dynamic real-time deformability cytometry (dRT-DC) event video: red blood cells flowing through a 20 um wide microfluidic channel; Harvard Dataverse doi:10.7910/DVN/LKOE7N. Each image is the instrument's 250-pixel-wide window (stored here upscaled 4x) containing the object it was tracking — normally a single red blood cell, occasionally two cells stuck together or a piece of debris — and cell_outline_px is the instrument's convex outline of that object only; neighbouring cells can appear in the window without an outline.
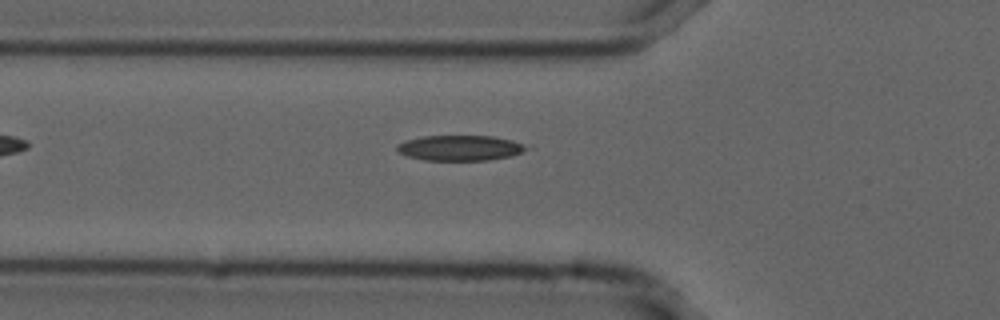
{"species": "common noctule bat (a hibernating species)", "species_latin": "Nyctalus noctula", "temperature_condition": "cold", "stored_images_in_passage": 38, "camera_frame_rate_fps": 3000, "um_per_image_px": 0.085, "animal": {"sex": "male", "forearm_length_mm": 52.5}, "frame": {"image": 1, "passage_image": 2, "time_ms": 0.333, "image_size_px": [1000, 320], "cell_outline_px": [[536, 148], [512, 156], [488, 160], [424, 160], [408, 156], [396, 152], [396, 144], [404, 140], [424, 136], [492, 136], [532, 144]], "centroid_in_image_um": [39.21, 12.57], "position_along_channel_um": 86.6, "area_um2": 19.71}}
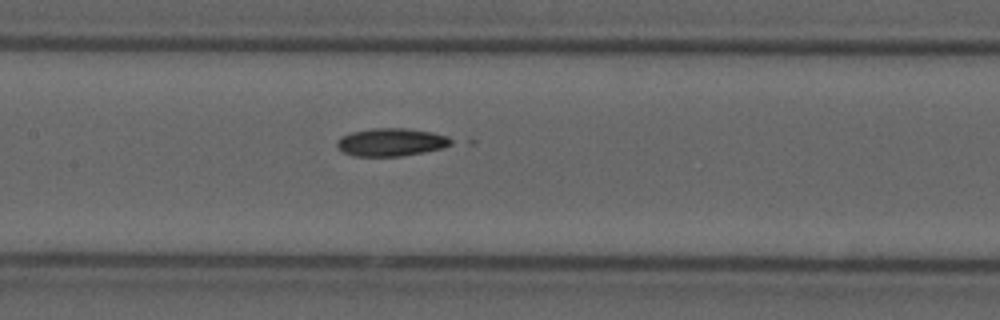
{"frame": {"image": 2, "passage_image": 9, "time_ms": 2.667, "image_size_px": [1000, 320], "cell_outline_px": [[456, 140], [452, 144], [444, 148], [424, 152], [400, 156], [352, 156], [344, 152], [336, 144], [336, 140], [340, 136], [352, 132], [372, 128], [404, 128], [432, 132], [448, 136]], "centroid_in_image_um": [33.28, 12.08], "position_along_channel_um": 174.1, "area_um2": 18.73}}
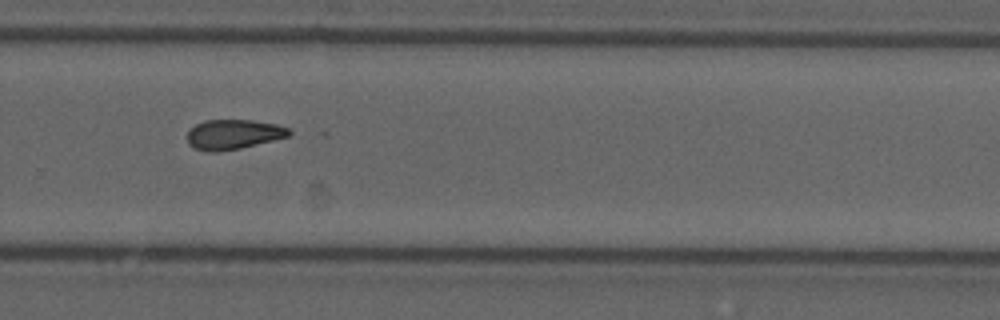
{"frame": {"image": 3, "passage_image": 20, "time_ms": 6.333, "image_size_px": [1000, 320], "cell_outline_px": [[292, 132], [288, 136], [240, 148], [216, 152], [208, 152], [196, 148], [188, 144], [188, 132], [196, 124], [204, 120], [252, 120], [276, 124], [288, 128]], "centroid_in_image_um": [19.82, 11.42], "position_along_channel_um": 310.0, "area_um2": 17.46}}